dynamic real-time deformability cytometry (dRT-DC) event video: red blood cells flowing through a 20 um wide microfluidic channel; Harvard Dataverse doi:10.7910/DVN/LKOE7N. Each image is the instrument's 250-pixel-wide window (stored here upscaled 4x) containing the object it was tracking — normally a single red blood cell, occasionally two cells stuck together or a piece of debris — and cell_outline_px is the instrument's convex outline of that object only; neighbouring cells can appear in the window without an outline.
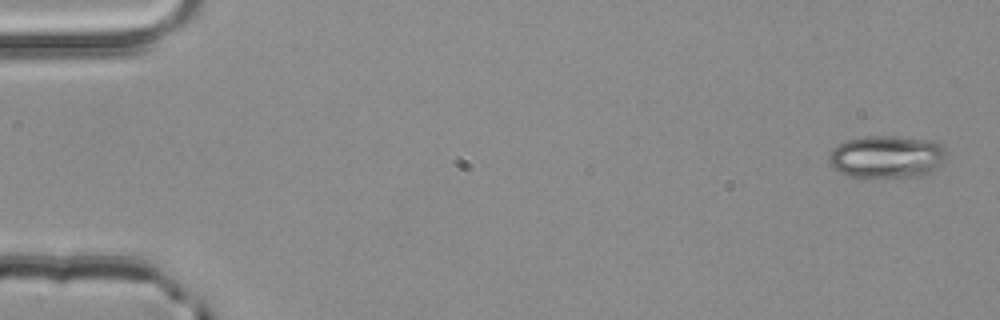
{"species": "common noctule bat (a hibernating species)", "species_latin": "Nyctalus noctula", "temperature_condition": "room temperature", "stored_images_in_passage": 3, "camera_frame_rate_fps": 3000, "um_per_image_px": 0.085, "animal": {"sex": "male", "body_mass_g": 20.4}, "frame": {"image": 1, "passage_image": 1, "time_ms": 0.0, "image_size_px": [1000, 320], "cell_outline_px": [[948, 160], [940, 168], [916, 176], [852, 176], [840, 172], [832, 168], [828, 160], [828, 156], [832, 148], [836, 144], [844, 140], [864, 136], [892, 136], [936, 140], [948, 152]], "centroid_in_image_um": [75.42, 13.29], "position_along_channel_um": 9.6, "area_um2": 29.54}}